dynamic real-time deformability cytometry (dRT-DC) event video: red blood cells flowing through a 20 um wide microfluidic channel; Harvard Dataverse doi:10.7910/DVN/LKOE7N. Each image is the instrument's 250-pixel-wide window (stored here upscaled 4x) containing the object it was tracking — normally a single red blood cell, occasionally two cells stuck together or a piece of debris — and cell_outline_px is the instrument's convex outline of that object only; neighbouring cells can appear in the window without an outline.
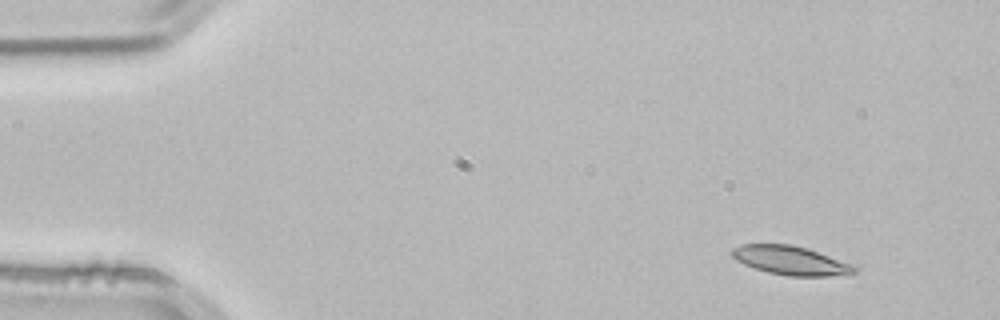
{"species": "common noctule bat (a hibernating species)", "species_latin": "Nyctalus noctula", "temperature_condition": "room temperature", "stored_images_in_passage": 49, "camera_frame_rate_fps": 3000, "um_per_image_px": 0.085, "animal": {"sex": "male", "body_mass_g": 21.5, "forearm_length_mm": 52.0}, "frame": {"image": 1, "passage_image": 1, "time_ms": 0.0, "image_size_px": [1000, 320], "cell_outline_px": [[856, 272], [828, 276], [788, 276], [768, 272], [744, 264], [736, 260], [732, 256], [732, 248], [740, 244], [792, 244], [808, 248], [848, 264], [856, 268]], "centroid_in_image_um": [67.12, 22.12], "position_along_channel_um": 17.9, "area_um2": 20.17}}
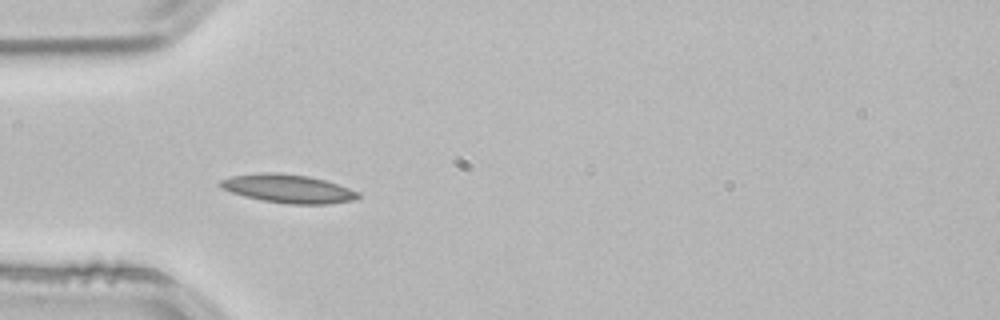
{"frame": {"image": 2, "passage_image": 12, "time_ms": 3.667, "image_size_px": [1000, 320], "cell_outline_px": [[360, 196], [356, 200], [328, 204], [288, 204], [264, 200], [244, 196], [220, 188], [216, 184], [220, 180], [232, 176], [264, 172], [276, 172], [308, 176], [324, 180], [360, 192]], "centroid_in_image_um": [24.48, 16.04], "position_along_channel_um": 60.5, "area_um2": 22.83}}
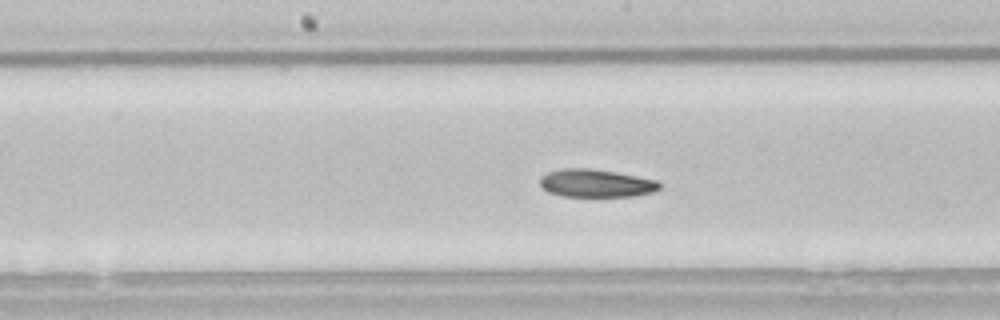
{"frame": {"image": 3, "passage_image": 23, "time_ms": 7.333, "image_size_px": [1000, 320], "cell_outline_px": [[660, 188], [656, 192], [632, 196], [564, 196], [548, 192], [540, 184], [540, 176], [548, 172], [560, 168], [588, 168], [616, 172], [656, 180], [660, 184]], "centroid_in_image_um": [50.65, 15.57], "position_along_channel_um": 197.5, "area_um2": 19.42}, "authors_computed_cell_mechanics": {"area_um2": 20.4034, "velocity_mm_per_s": 3.7947, "shape_relaxation_time_tau1_ms": 7.9157, "shape_relaxation_time_tau2_ms": 3.6332, "deformation_change_tau1": 0.1515, "deformation_change_tau2": 0.0903}}